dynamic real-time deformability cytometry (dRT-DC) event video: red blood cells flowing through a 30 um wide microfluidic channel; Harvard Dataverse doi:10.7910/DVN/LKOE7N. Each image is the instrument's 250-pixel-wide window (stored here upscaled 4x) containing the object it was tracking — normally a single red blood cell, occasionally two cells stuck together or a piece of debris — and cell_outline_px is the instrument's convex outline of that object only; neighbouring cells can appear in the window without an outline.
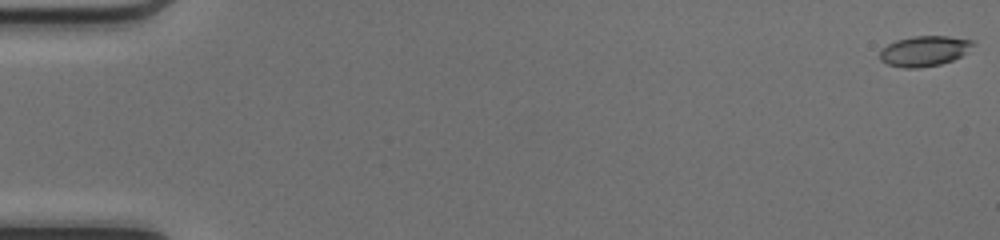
{"species": "common noctule bat (a hibernating species)", "species_latin": "Nyctalus noctula", "temperature_condition": "cold", "stored_images_in_passage": 51, "camera_frame_rate_fps": 3000, "um_per_image_px": 0.085, "animal": {"sex": "female", "body_mass_g": 17.0, "forearm_length_mm": 48.0}, "frame": {"image": 1, "passage_image": 1, "time_ms": 0.0, "image_size_px": [1000, 240], "cell_outline_px": [[976, 44], [968, 52], [952, 60], [940, 64], [916, 68], [904, 68], [888, 64], [880, 60], [880, 52], [888, 44], [896, 40], [912, 36], [948, 36], [976, 40]], "centroid_in_image_um": [78.62, 4.32], "position_along_channel_um": 6.4, "area_um2": 16.53}}
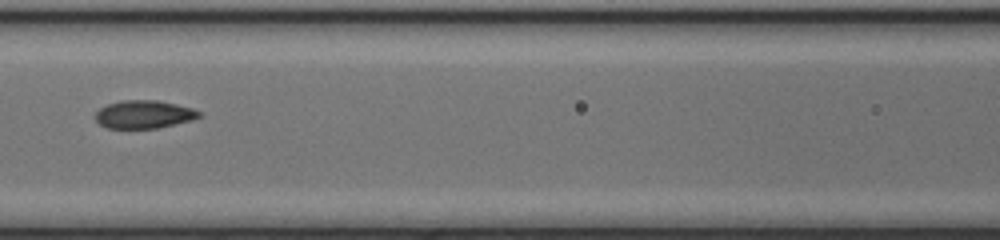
{"frame": {"image": 2, "passage_image": 24, "time_ms": 7.667, "image_size_px": [1000, 240], "cell_outline_px": [[204, 116], [192, 120], [156, 128], [108, 128], [100, 124], [96, 120], [96, 112], [100, 108], [108, 104], [120, 100], [156, 100], [192, 108], [200, 112]], "centroid_in_image_um": [12.25, 9.72], "position_along_channel_um": 154.4, "area_um2": 16.82}}
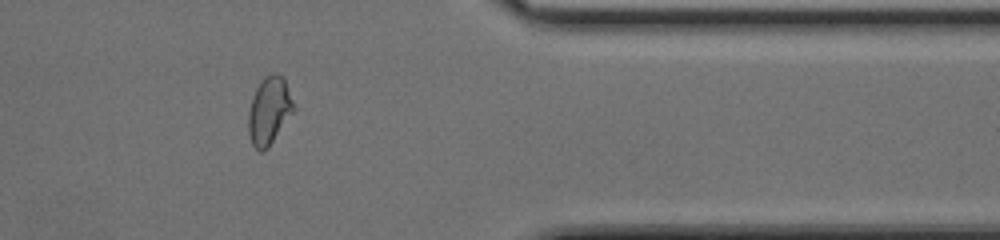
{"frame": {"image": 3, "passage_image": 42, "time_ms": 13.667, "image_size_px": [1000, 240], "cell_outline_px": [[296, 108], [268, 148], [260, 152], [252, 144], [248, 132], [248, 112], [252, 96], [260, 80], [264, 76], [272, 72], [276, 72], [284, 76]], "centroid_in_image_um": [22.88, 9.36], "position_along_channel_um": 388.5, "area_um2": 18.15}, "authors_computed_cell_mechanics": {"area_um2": 17.2822, "velocity_mm_per_s": 4.1908, "shape_relaxation_time_tau1_ms": 6.0931, "shape_relaxation_time_tau2_ms": 1.0126, "deformation_change_tau1": 0.1489, "deformation_change_tau2": 0.0493}}